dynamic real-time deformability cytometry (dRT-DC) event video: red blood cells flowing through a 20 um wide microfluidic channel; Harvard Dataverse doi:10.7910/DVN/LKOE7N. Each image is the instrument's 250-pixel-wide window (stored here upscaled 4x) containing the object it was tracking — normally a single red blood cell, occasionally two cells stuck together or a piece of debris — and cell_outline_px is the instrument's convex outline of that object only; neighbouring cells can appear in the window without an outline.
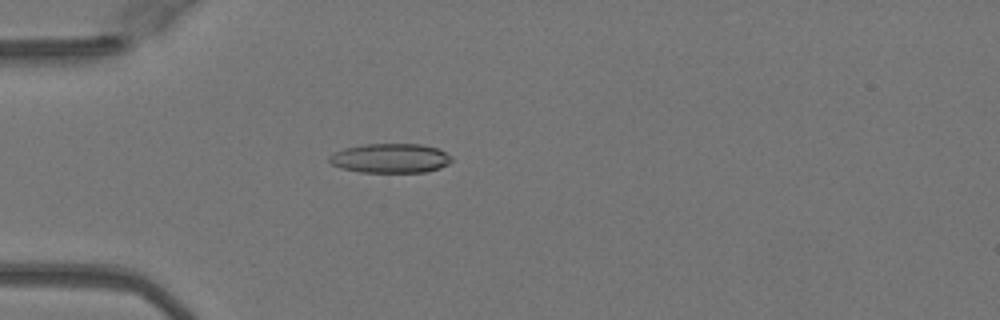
{"species": "Egyptian fruit bat (a non-hibernating species)", "species_latin": "Rousettus aegyptiacus", "temperature_condition": "warm", "stored_images_in_passage": 21, "camera_frame_rate_fps": 3000, "um_per_image_px": 0.085, "animal": {"sex": "female"}, "frame": {"image": 1, "passage_image": 1, "time_ms": 0.0, "image_size_px": [1000, 320], "cell_outline_px": [[452, 160], [448, 164], [440, 168], [424, 172], [360, 172], [340, 168], [332, 164], [328, 160], [328, 156], [332, 152], [344, 148], [364, 144], [420, 144], [436, 148], [452, 156]], "centroid_in_image_um": [33.14, 13.45], "position_along_channel_um": 51.9, "area_um2": 21.04}}
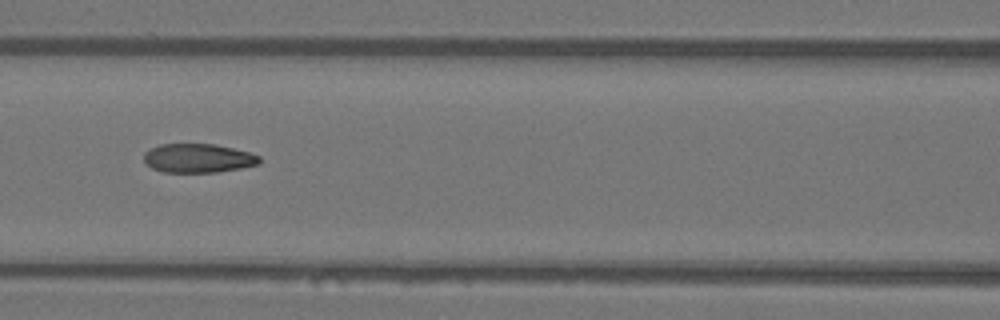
{"frame": {"image": 2, "passage_image": 9, "time_ms": 2.667, "image_size_px": [1000, 320], "cell_outline_px": [[260, 164], [240, 168], [216, 172], [164, 172], [152, 168], [144, 160], [144, 152], [160, 144], [212, 144], [252, 152], [260, 156]], "centroid_in_image_um": [16.87, 13.44], "position_along_channel_um": 149.7, "area_um2": 19.42}}
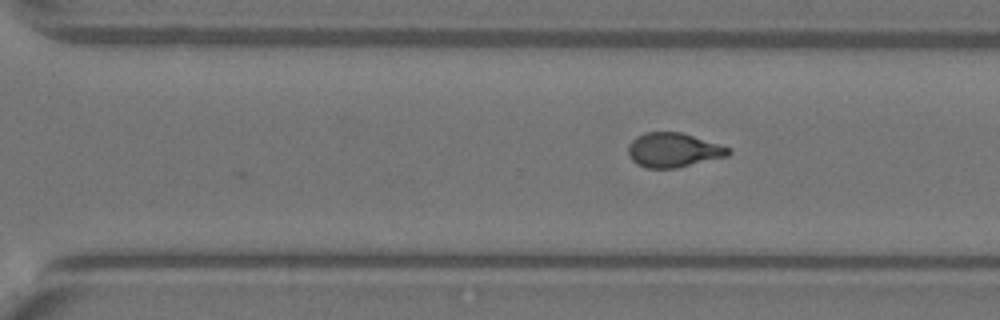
{"frame": {"image": 3, "passage_image": 21, "time_ms": 6.667, "image_size_px": [1000, 320], "cell_outline_px": [[732, 152], [728, 156], [676, 168], [648, 168], [636, 164], [632, 160], [628, 152], [628, 144], [636, 136], [644, 132], [680, 132], [728, 148]], "centroid_in_image_um": [57.18, 12.76], "position_along_channel_um": 313.4, "area_um2": 19.83}}